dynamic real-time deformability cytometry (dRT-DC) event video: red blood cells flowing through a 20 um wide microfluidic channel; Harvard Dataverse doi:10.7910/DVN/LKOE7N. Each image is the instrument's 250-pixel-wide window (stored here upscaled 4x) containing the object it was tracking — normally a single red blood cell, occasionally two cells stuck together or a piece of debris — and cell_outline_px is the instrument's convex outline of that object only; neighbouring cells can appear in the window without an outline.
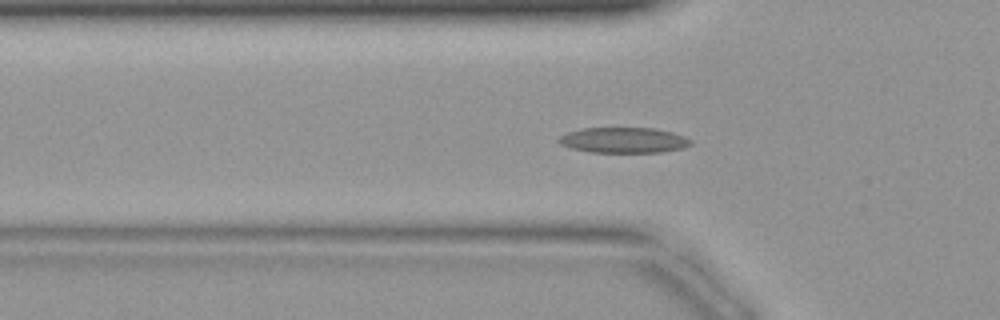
{"species": "common noctule bat (a hibernating species)", "species_latin": "Nyctalus noctula", "temperature_condition": "warm", "stored_images_in_passage": 39, "camera_frame_rate_fps": 3000, "um_per_image_px": 0.085, "animal": {"sex": "female", "body_mass_g": 19.9}, "frame": {"image": 1, "passage_image": 11, "time_ms": 3.333, "image_size_px": [1000, 320], "cell_outline_px": [[692, 144], [684, 148], [660, 152], [592, 152], [572, 148], [560, 144], [556, 140], [560, 136], [568, 132], [584, 128], [656, 128], [672, 132], [684, 136], [692, 140]], "centroid_in_image_um": [53.03, 11.91], "position_along_channel_um": 72.8, "area_um2": 19.59}}
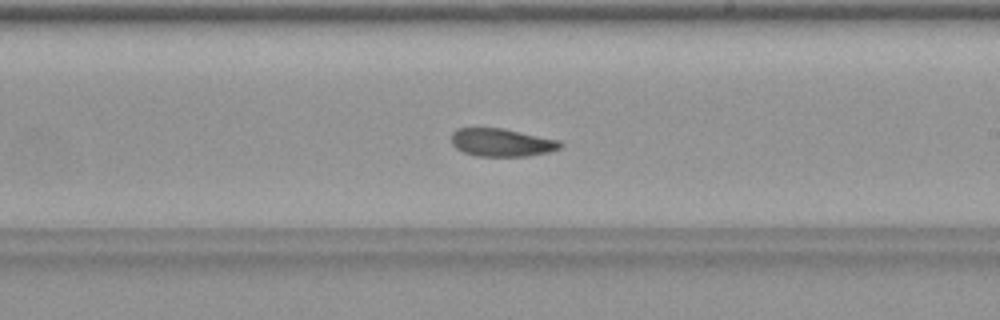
{"frame": {"image": 2, "passage_image": 22, "time_ms": 7.0, "image_size_px": [1000, 320], "cell_outline_px": [[564, 144], [560, 148], [548, 152], [528, 156], [476, 156], [464, 152], [456, 148], [452, 144], [452, 132], [456, 128], [504, 128], [560, 140]], "centroid_in_image_um": [42.66, 12.11], "position_along_channel_um": 246.3, "area_um2": 17.86}}
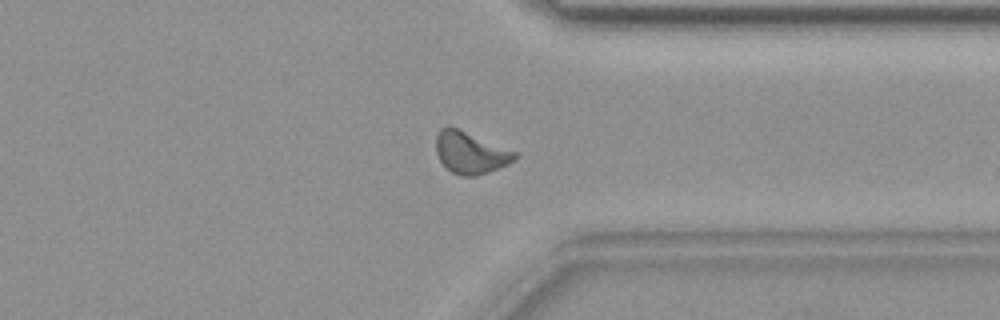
{"frame": {"image": 3, "passage_image": 30, "time_ms": 9.667, "image_size_px": [1000, 320], "cell_outline_px": [[516, 156], [508, 164], [488, 172], [476, 176], [460, 176], [452, 172], [440, 160], [436, 152], [436, 136], [440, 128], [448, 124], [516, 152]], "centroid_in_image_um": [39.94, 12.96], "position_along_channel_um": 371.5, "area_um2": 19.02}}